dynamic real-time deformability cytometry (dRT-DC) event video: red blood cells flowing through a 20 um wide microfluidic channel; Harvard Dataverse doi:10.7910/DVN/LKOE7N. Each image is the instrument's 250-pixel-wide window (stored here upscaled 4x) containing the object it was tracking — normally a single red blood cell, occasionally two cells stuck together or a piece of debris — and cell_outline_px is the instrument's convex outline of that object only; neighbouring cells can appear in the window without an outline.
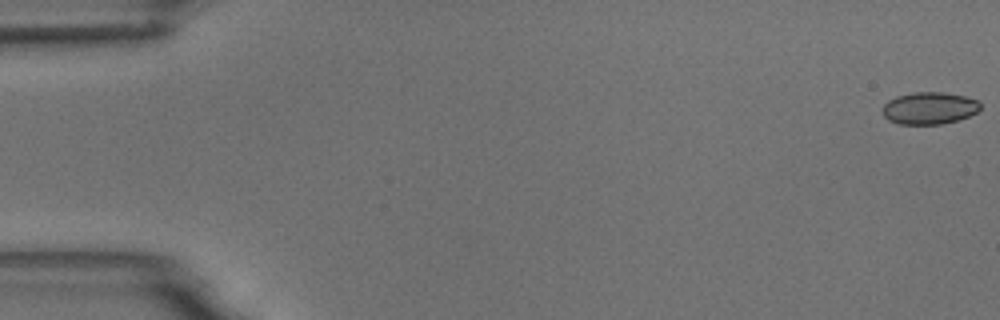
{"species": "common noctule bat (a hibernating species)", "species_latin": "Nyctalus noctula", "temperature_condition": "room temperature", "stored_images_in_passage": 56, "camera_frame_rate_fps": 3000, "um_per_image_px": 0.085, "animal": {"sex": "male", "body_mass_g": 18.8}, "frame": {"image": 1, "passage_image": 1, "time_ms": 0.0, "image_size_px": [1000, 320], "cell_outline_px": [[980, 108], [976, 112], [968, 116], [956, 120], [940, 124], [900, 124], [888, 120], [880, 112], [884, 104], [888, 100], [896, 96], [912, 92], [944, 92], [964, 96], [980, 100]], "centroid_in_image_um": [78.96, 9.18], "position_along_channel_um": 6.0, "area_um2": 18.44}}
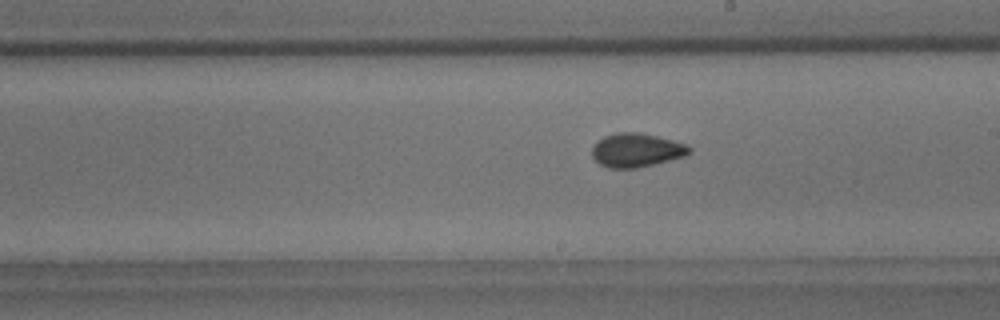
{"frame": {"image": 2, "passage_image": 32, "time_ms": 10.333, "image_size_px": [1000, 320], "cell_outline_px": [[692, 152], [684, 156], [636, 168], [608, 168], [600, 164], [592, 156], [592, 148], [604, 136], [616, 132], [640, 132], [672, 140], [684, 144], [692, 148]], "centroid_in_image_um": [54.09, 12.76], "position_along_channel_um": 234.9, "area_um2": 18.9}}
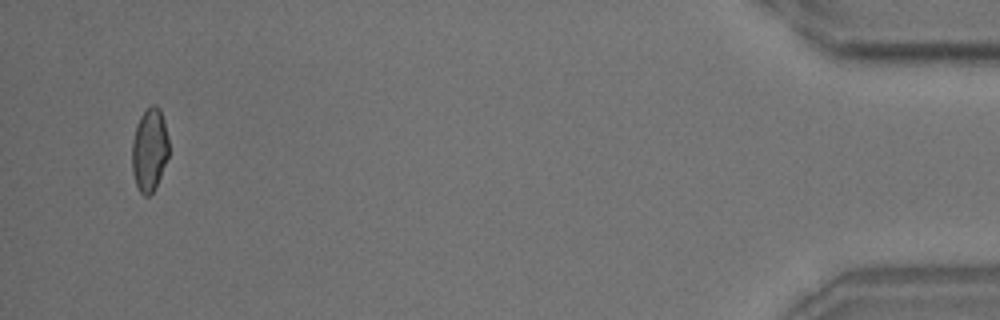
{"frame": {"image": 3, "passage_image": 54, "time_ms": 17.667, "image_size_px": [1000, 320], "cell_outline_px": [[168, 156], [156, 188], [148, 196], [144, 196], [140, 192], [136, 184], [132, 172], [132, 140], [136, 124], [140, 116], [152, 104], [156, 104], [160, 108], [164, 120], [168, 140]], "centroid_in_image_um": [12.7, 12.73], "position_along_channel_um": 422.5, "area_um2": 17.92}, "authors_computed_cell_mechanics": {"area_um2": 18.3804, "velocity_mm_per_s": 3.6505, "shape_relaxation_time_tau1_ms": null, "shape_relaxation_time_tau2_ms": 2.3564, "deformation_change_tau1": null, "deformation_change_tau2": 0.0644}}